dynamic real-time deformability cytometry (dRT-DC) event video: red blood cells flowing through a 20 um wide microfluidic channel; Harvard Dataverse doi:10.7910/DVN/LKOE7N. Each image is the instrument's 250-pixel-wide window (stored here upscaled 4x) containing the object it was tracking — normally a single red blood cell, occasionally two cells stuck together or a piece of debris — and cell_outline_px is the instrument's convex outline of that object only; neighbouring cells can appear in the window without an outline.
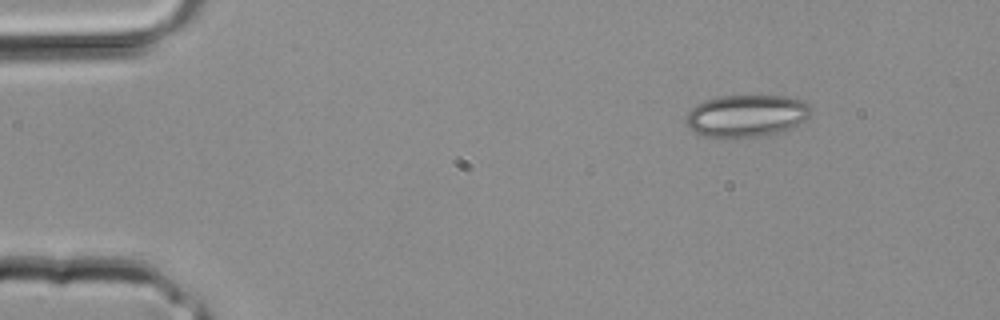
{"species": "common noctule bat (a hibernating species)", "species_latin": "Nyctalus noctula", "temperature_condition": "room temperature", "stored_images_in_passage": 2, "camera_frame_rate_fps": 3000, "um_per_image_px": 0.085, "animal": {"sex": "male", "body_mass_g": 20.4}, "frame": {"image": 1, "passage_image": 2, "time_ms": 0.333, "image_size_px": [1000, 320], "cell_outline_px": [[812, 108], [808, 116], [804, 120], [788, 128], [776, 132], [760, 136], [724, 140], [708, 136], [696, 132], [684, 120], [688, 112], [696, 104], [704, 100], [720, 96], [788, 96], [800, 100], [808, 104]], "centroid_in_image_um": [63.41, 9.85], "position_along_channel_um": 21.6, "area_um2": 30.69}}